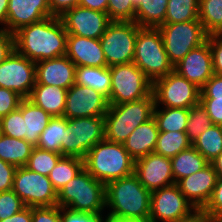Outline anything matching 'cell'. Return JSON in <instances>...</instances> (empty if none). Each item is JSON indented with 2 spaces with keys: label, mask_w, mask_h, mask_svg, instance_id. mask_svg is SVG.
<instances>
[{
  "label": "cell",
  "mask_w": 222,
  "mask_h": 222,
  "mask_svg": "<svg viewBox=\"0 0 222 222\" xmlns=\"http://www.w3.org/2000/svg\"><path fill=\"white\" fill-rule=\"evenodd\" d=\"M66 56L76 67H107L99 39L68 34Z\"/></svg>",
  "instance_id": "cell-22"
},
{
  "label": "cell",
  "mask_w": 222,
  "mask_h": 222,
  "mask_svg": "<svg viewBox=\"0 0 222 222\" xmlns=\"http://www.w3.org/2000/svg\"><path fill=\"white\" fill-rule=\"evenodd\" d=\"M75 84L87 86L109 99L111 74L109 67H76Z\"/></svg>",
  "instance_id": "cell-27"
},
{
  "label": "cell",
  "mask_w": 222,
  "mask_h": 222,
  "mask_svg": "<svg viewBox=\"0 0 222 222\" xmlns=\"http://www.w3.org/2000/svg\"><path fill=\"white\" fill-rule=\"evenodd\" d=\"M2 135V129H1V118H0V136Z\"/></svg>",
  "instance_id": "cell-60"
},
{
  "label": "cell",
  "mask_w": 222,
  "mask_h": 222,
  "mask_svg": "<svg viewBox=\"0 0 222 222\" xmlns=\"http://www.w3.org/2000/svg\"><path fill=\"white\" fill-rule=\"evenodd\" d=\"M207 40L212 52L213 72L222 76V34H210Z\"/></svg>",
  "instance_id": "cell-45"
},
{
  "label": "cell",
  "mask_w": 222,
  "mask_h": 222,
  "mask_svg": "<svg viewBox=\"0 0 222 222\" xmlns=\"http://www.w3.org/2000/svg\"><path fill=\"white\" fill-rule=\"evenodd\" d=\"M192 146L210 163L222 151V126L213 124L199 135Z\"/></svg>",
  "instance_id": "cell-33"
},
{
  "label": "cell",
  "mask_w": 222,
  "mask_h": 222,
  "mask_svg": "<svg viewBox=\"0 0 222 222\" xmlns=\"http://www.w3.org/2000/svg\"><path fill=\"white\" fill-rule=\"evenodd\" d=\"M155 106L189 109L200 103V88L172 71L153 82Z\"/></svg>",
  "instance_id": "cell-11"
},
{
  "label": "cell",
  "mask_w": 222,
  "mask_h": 222,
  "mask_svg": "<svg viewBox=\"0 0 222 222\" xmlns=\"http://www.w3.org/2000/svg\"><path fill=\"white\" fill-rule=\"evenodd\" d=\"M67 89L52 85L35 84L27 98L52 117L63 116L66 106Z\"/></svg>",
  "instance_id": "cell-24"
},
{
  "label": "cell",
  "mask_w": 222,
  "mask_h": 222,
  "mask_svg": "<svg viewBox=\"0 0 222 222\" xmlns=\"http://www.w3.org/2000/svg\"><path fill=\"white\" fill-rule=\"evenodd\" d=\"M12 190L27 207L57 205V191L48 176L23 167H17Z\"/></svg>",
  "instance_id": "cell-12"
},
{
  "label": "cell",
  "mask_w": 222,
  "mask_h": 222,
  "mask_svg": "<svg viewBox=\"0 0 222 222\" xmlns=\"http://www.w3.org/2000/svg\"><path fill=\"white\" fill-rule=\"evenodd\" d=\"M22 116L25 126V140L36 147L39 136L48 125L52 116L42 108L34 105L27 98L22 100Z\"/></svg>",
  "instance_id": "cell-25"
},
{
  "label": "cell",
  "mask_w": 222,
  "mask_h": 222,
  "mask_svg": "<svg viewBox=\"0 0 222 222\" xmlns=\"http://www.w3.org/2000/svg\"><path fill=\"white\" fill-rule=\"evenodd\" d=\"M79 0H49L51 16L61 17L66 11L78 6Z\"/></svg>",
  "instance_id": "cell-51"
},
{
  "label": "cell",
  "mask_w": 222,
  "mask_h": 222,
  "mask_svg": "<svg viewBox=\"0 0 222 222\" xmlns=\"http://www.w3.org/2000/svg\"><path fill=\"white\" fill-rule=\"evenodd\" d=\"M200 103L207 110L211 122L222 126V101H215V98H200Z\"/></svg>",
  "instance_id": "cell-48"
},
{
  "label": "cell",
  "mask_w": 222,
  "mask_h": 222,
  "mask_svg": "<svg viewBox=\"0 0 222 222\" xmlns=\"http://www.w3.org/2000/svg\"><path fill=\"white\" fill-rule=\"evenodd\" d=\"M139 25L135 21H112L101 36L107 67L133 62Z\"/></svg>",
  "instance_id": "cell-9"
},
{
  "label": "cell",
  "mask_w": 222,
  "mask_h": 222,
  "mask_svg": "<svg viewBox=\"0 0 222 222\" xmlns=\"http://www.w3.org/2000/svg\"><path fill=\"white\" fill-rule=\"evenodd\" d=\"M215 171L217 172L218 177H222V151L219 155L210 162Z\"/></svg>",
  "instance_id": "cell-57"
},
{
  "label": "cell",
  "mask_w": 222,
  "mask_h": 222,
  "mask_svg": "<svg viewBox=\"0 0 222 222\" xmlns=\"http://www.w3.org/2000/svg\"><path fill=\"white\" fill-rule=\"evenodd\" d=\"M107 214L117 218L149 219L151 192L135 173L113 180L105 185Z\"/></svg>",
  "instance_id": "cell-2"
},
{
  "label": "cell",
  "mask_w": 222,
  "mask_h": 222,
  "mask_svg": "<svg viewBox=\"0 0 222 222\" xmlns=\"http://www.w3.org/2000/svg\"><path fill=\"white\" fill-rule=\"evenodd\" d=\"M203 211L213 221H216L220 216H222V177L217 178L216 186L213 190L211 199Z\"/></svg>",
  "instance_id": "cell-43"
},
{
  "label": "cell",
  "mask_w": 222,
  "mask_h": 222,
  "mask_svg": "<svg viewBox=\"0 0 222 222\" xmlns=\"http://www.w3.org/2000/svg\"><path fill=\"white\" fill-rule=\"evenodd\" d=\"M196 209L175 183L151 192L150 222H173L190 216Z\"/></svg>",
  "instance_id": "cell-13"
},
{
  "label": "cell",
  "mask_w": 222,
  "mask_h": 222,
  "mask_svg": "<svg viewBox=\"0 0 222 222\" xmlns=\"http://www.w3.org/2000/svg\"><path fill=\"white\" fill-rule=\"evenodd\" d=\"M209 162L193 146L179 152L171 158L174 182L204 169Z\"/></svg>",
  "instance_id": "cell-26"
},
{
  "label": "cell",
  "mask_w": 222,
  "mask_h": 222,
  "mask_svg": "<svg viewBox=\"0 0 222 222\" xmlns=\"http://www.w3.org/2000/svg\"><path fill=\"white\" fill-rule=\"evenodd\" d=\"M17 167L0 159V192L12 190Z\"/></svg>",
  "instance_id": "cell-49"
},
{
  "label": "cell",
  "mask_w": 222,
  "mask_h": 222,
  "mask_svg": "<svg viewBox=\"0 0 222 222\" xmlns=\"http://www.w3.org/2000/svg\"><path fill=\"white\" fill-rule=\"evenodd\" d=\"M68 34L80 37L100 39L112 22L106 12H100L76 6L61 17Z\"/></svg>",
  "instance_id": "cell-16"
},
{
  "label": "cell",
  "mask_w": 222,
  "mask_h": 222,
  "mask_svg": "<svg viewBox=\"0 0 222 222\" xmlns=\"http://www.w3.org/2000/svg\"><path fill=\"white\" fill-rule=\"evenodd\" d=\"M141 0H132L133 4L137 6Z\"/></svg>",
  "instance_id": "cell-58"
},
{
  "label": "cell",
  "mask_w": 222,
  "mask_h": 222,
  "mask_svg": "<svg viewBox=\"0 0 222 222\" xmlns=\"http://www.w3.org/2000/svg\"><path fill=\"white\" fill-rule=\"evenodd\" d=\"M36 84V63L15 49L0 64V87L17 92L24 99Z\"/></svg>",
  "instance_id": "cell-14"
},
{
  "label": "cell",
  "mask_w": 222,
  "mask_h": 222,
  "mask_svg": "<svg viewBox=\"0 0 222 222\" xmlns=\"http://www.w3.org/2000/svg\"><path fill=\"white\" fill-rule=\"evenodd\" d=\"M2 134L17 139H25L24 118L22 116V101L19 108L1 118Z\"/></svg>",
  "instance_id": "cell-39"
},
{
  "label": "cell",
  "mask_w": 222,
  "mask_h": 222,
  "mask_svg": "<svg viewBox=\"0 0 222 222\" xmlns=\"http://www.w3.org/2000/svg\"><path fill=\"white\" fill-rule=\"evenodd\" d=\"M68 119L64 116L52 117L39 136L37 147L61 154V142H65Z\"/></svg>",
  "instance_id": "cell-30"
},
{
  "label": "cell",
  "mask_w": 222,
  "mask_h": 222,
  "mask_svg": "<svg viewBox=\"0 0 222 222\" xmlns=\"http://www.w3.org/2000/svg\"><path fill=\"white\" fill-rule=\"evenodd\" d=\"M105 222H150V220L142 218H117L107 215Z\"/></svg>",
  "instance_id": "cell-56"
},
{
  "label": "cell",
  "mask_w": 222,
  "mask_h": 222,
  "mask_svg": "<svg viewBox=\"0 0 222 222\" xmlns=\"http://www.w3.org/2000/svg\"><path fill=\"white\" fill-rule=\"evenodd\" d=\"M67 35L60 17H48L14 33L15 50L37 63L66 55Z\"/></svg>",
  "instance_id": "cell-1"
},
{
  "label": "cell",
  "mask_w": 222,
  "mask_h": 222,
  "mask_svg": "<svg viewBox=\"0 0 222 222\" xmlns=\"http://www.w3.org/2000/svg\"><path fill=\"white\" fill-rule=\"evenodd\" d=\"M9 0H0V24L5 25L0 31H7V8Z\"/></svg>",
  "instance_id": "cell-55"
},
{
  "label": "cell",
  "mask_w": 222,
  "mask_h": 222,
  "mask_svg": "<svg viewBox=\"0 0 222 222\" xmlns=\"http://www.w3.org/2000/svg\"><path fill=\"white\" fill-rule=\"evenodd\" d=\"M23 99L17 92L0 87V118L17 110Z\"/></svg>",
  "instance_id": "cell-42"
},
{
  "label": "cell",
  "mask_w": 222,
  "mask_h": 222,
  "mask_svg": "<svg viewBox=\"0 0 222 222\" xmlns=\"http://www.w3.org/2000/svg\"><path fill=\"white\" fill-rule=\"evenodd\" d=\"M57 205L78 212L102 213L106 209L105 184L83 168L57 192Z\"/></svg>",
  "instance_id": "cell-5"
},
{
  "label": "cell",
  "mask_w": 222,
  "mask_h": 222,
  "mask_svg": "<svg viewBox=\"0 0 222 222\" xmlns=\"http://www.w3.org/2000/svg\"><path fill=\"white\" fill-rule=\"evenodd\" d=\"M111 91L109 104L136 101L152 93L153 82L132 62L109 67Z\"/></svg>",
  "instance_id": "cell-8"
},
{
  "label": "cell",
  "mask_w": 222,
  "mask_h": 222,
  "mask_svg": "<svg viewBox=\"0 0 222 222\" xmlns=\"http://www.w3.org/2000/svg\"><path fill=\"white\" fill-rule=\"evenodd\" d=\"M134 173L150 192L175 184L171 158L155 152L135 160Z\"/></svg>",
  "instance_id": "cell-17"
},
{
  "label": "cell",
  "mask_w": 222,
  "mask_h": 222,
  "mask_svg": "<svg viewBox=\"0 0 222 222\" xmlns=\"http://www.w3.org/2000/svg\"><path fill=\"white\" fill-rule=\"evenodd\" d=\"M62 156V154L40 149L36 146L33 147L25 167L41 175L49 176Z\"/></svg>",
  "instance_id": "cell-37"
},
{
  "label": "cell",
  "mask_w": 222,
  "mask_h": 222,
  "mask_svg": "<svg viewBox=\"0 0 222 222\" xmlns=\"http://www.w3.org/2000/svg\"><path fill=\"white\" fill-rule=\"evenodd\" d=\"M192 146L186 132H159L154 152L167 158H173L179 152Z\"/></svg>",
  "instance_id": "cell-35"
},
{
  "label": "cell",
  "mask_w": 222,
  "mask_h": 222,
  "mask_svg": "<svg viewBox=\"0 0 222 222\" xmlns=\"http://www.w3.org/2000/svg\"><path fill=\"white\" fill-rule=\"evenodd\" d=\"M135 7L132 0H108L107 14L111 21H134Z\"/></svg>",
  "instance_id": "cell-40"
},
{
  "label": "cell",
  "mask_w": 222,
  "mask_h": 222,
  "mask_svg": "<svg viewBox=\"0 0 222 222\" xmlns=\"http://www.w3.org/2000/svg\"><path fill=\"white\" fill-rule=\"evenodd\" d=\"M0 222H32V207H25L12 217L0 220Z\"/></svg>",
  "instance_id": "cell-53"
},
{
  "label": "cell",
  "mask_w": 222,
  "mask_h": 222,
  "mask_svg": "<svg viewBox=\"0 0 222 222\" xmlns=\"http://www.w3.org/2000/svg\"><path fill=\"white\" fill-rule=\"evenodd\" d=\"M84 168V159L62 156L49 174L53 188L59 192L70 180Z\"/></svg>",
  "instance_id": "cell-32"
},
{
  "label": "cell",
  "mask_w": 222,
  "mask_h": 222,
  "mask_svg": "<svg viewBox=\"0 0 222 222\" xmlns=\"http://www.w3.org/2000/svg\"><path fill=\"white\" fill-rule=\"evenodd\" d=\"M104 129V116L68 119L65 142H61V154L84 159L95 144L105 139Z\"/></svg>",
  "instance_id": "cell-10"
},
{
  "label": "cell",
  "mask_w": 222,
  "mask_h": 222,
  "mask_svg": "<svg viewBox=\"0 0 222 222\" xmlns=\"http://www.w3.org/2000/svg\"><path fill=\"white\" fill-rule=\"evenodd\" d=\"M159 129L154 117L139 125L123 142L124 148L130 156L137 160L154 152Z\"/></svg>",
  "instance_id": "cell-23"
},
{
  "label": "cell",
  "mask_w": 222,
  "mask_h": 222,
  "mask_svg": "<svg viewBox=\"0 0 222 222\" xmlns=\"http://www.w3.org/2000/svg\"><path fill=\"white\" fill-rule=\"evenodd\" d=\"M189 109L163 107L160 110L155 106L153 117L156 120L159 132H185L188 123Z\"/></svg>",
  "instance_id": "cell-31"
},
{
  "label": "cell",
  "mask_w": 222,
  "mask_h": 222,
  "mask_svg": "<svg viewBox=\"0 0 222 222\" xmlns=\"http://www.w3.org/2000/svg\"><path fill=\"white\" fill-rule=\"evenodd\" d=\"M198 19L208 35L222 34V0H200Z\"/></svg>",
  "instance_id": "cell-34"
},
{
  "label": "cell",
  "mask_w": 222,
  "mask_h": 222,
  "mask_svg": "<svg viewBox=\"0 0 222 222\" xmlns=\"http://www.w3.org/2000/svg\"><path fill=\"white\" fill-rule=\"evenodd\" d=\"M213 125L207 110L199 103L189 108L188 123L186 125V134L188 140L193 143L199 135Z\"/></svg>",
  "instance_id": "cell-38"
},
{
  "label": "cell",
  "mask_w": 222,
  "mask_h": 222,
  "mask_svg": "<svg viewBox=\"0 0 222 222\" xmlns=\"http://www.w3.org/2000/svg\"><path fill=\"white\" fill-rule=\"evenodd\" d=\"M133 63L152 81L174 70L158 28L139 27Z\"/></svg>",
  "instance_id": "cell-6"
},
{
  "label": "cell",
  "mask_w": 222,
  "mask_h": 222,
  "mask_svg": "<svg viewBox=\"0 0 222 222\" xmlns=\"http://www.w3.org/2000/svg\"><path fill=\"white\" fill-rule=\"evenodd\" d=\"M154 108L153 92L149 96L136 101L109 104L104 116L105 139L123 144L134 129L153 117Z\"/></svg>",
  "instance_id": "cell-4"
},
{
  "label": "cell",
  "mask_w": 222,
  "mask_h": 222,
  "mask_svg": "<svg viewBox=\"0 0 222 222\" xmlns=\"http://www.w3.org/2000/svg\"><path fill=\"white\" fill-rule=\"evenodd\" d=\"M102 213L91 214L61 208V222H105Z\"/></svg>",
  "instance_id": "cell-46"
},
{
  "label": "cell",
  "mask_w": 222,
  "mask_h": 222,
  "mask_svg": "<svg viewBox=\"0 0 222 222\" xmlns=\"http://www.w3.org/2000/svg\"><path fill=\"white\" fill-rule=\"evenodd\" d=\"M158 29L173 67L192 49L203 44L208 37L199 19L180 23H164Z\"/></svg>",
  "instance_id": "cell-7"
},
{
  "label": "cell",
  "mask_w": 222,
  "mask_h": 222,
  "mask_svg": "<svg viewBox=\"0 0 222 222\" xmlns=\"http://www.w3.org/2000/svg\"><path fill=\"white\" fill-rule=\"evenodd\" d=\"M215 222H222V216H220Z\"/></svg>",
  "instance_id": "cell-59"
},
{
  "label": "cell",
  "mask_w": 222,
  "mask_h": 222,
  "mask_svg": "<svg viewBox=\"0 0 222 222\" xmlns=\"http://www.w3.org/2000/svg\"><path fill=\"white\" fill-rule=\"evenodd\" d=\"M14 33L0 31V64L13 52Z\"/></svg>",
  "instance_id": "cell-50"
},
{
  "label": "cell",
  "mask_w": 222,
  "mask_h": 222,
  "mask_svg": "<svg viewBox=\"0 0 222 222\" xmlns=\"http://www.w3.org/2000/svg\"><path fill=\"white\" fill-rule=\"evenodd\" d=\"M51 17L49 0H9L7 31L15 33L21 27Z\"/></svg>",
  "instance_id": "cell-20"
},
{
  "label": "cell",
  "mask_w": 222,
  "mask_h": 222,
  "mask_svg": "<svg viewBox=\"0 0 222 222\" xmlns=\"http://www.w3.org/2000/svg\"><path fill=\"white\" fill-rule=\"evenodd\" d=\"M108 0H79L78 5L95 11L107 13Z\"/></svg>",
  "instance_id": "cell-52"
},
{
  "label": "cell",
  "mask_w": 222,
  "mask_h": 222,
  "mask_svg": "<svg viewBox=\"0 0 222 222\" xmlns=\"http://www.w3.org/2000/svg\"><path fill=\"white\" fill-rule=\"evenodd\" d=\"M200 98H215V101H222V76L214 74L200 89Z\"/></svg>",
  "instance_id": "cell-47"
},
{
  "label": "cell",
  "mask_w": 222,
  "mask_h": 222,
  "mask_svg": "<svg viewBox=\"0 0 222 222\" xmlns=\"http://www.w3.org/2000/svg\"><path fill=\"white\" fill-rule=\"evenodd\" d=\"M217 178V172L209 163L201 171L182 178L176 184L196 210H203L211 199Z\"/></svg>",
  "instance_id": "cell-19"
},
{
  "label": "cell",
  "mask_w": 222,
  "mask_h": 222,
  "mask_svg": "<svg viewBox=\"0 0 222 222\" xmlns=\"http://www.w3.org/2000/svg\"><path fill=\"white\" fill-rule=\"evenodd\" d=\"M109 107L108 99L87 86L73 84L67 90L63 116L67 119L105 116Z\"/></svg>",
  "instance_id": "cell-15"
},
{
  "label": "cell",
  "mask_w": 222,
  "mask_h": 222,
  "mask_svg": "<svg viewBox=\"0 0 222 222\" xmlns=\"http://www.w3.org/2000/svg\"><path fill=\"white\" fill-rule=\"evenodd\" d=\"M84 168L105 185L134 173L135 160L122 143L106 139L95 144L84 158Z\"/></svg>",
  "instance_id": "cell-3"
},
{
  "label": "cell",
  "mask_w": 222,
  "mask_h": 222,
  "mask_svg": "<svg viewBox=\"0 0 222 222\" xmlns=\"http://www.w3.org/2000/svg\"><path fill=\"white\" fill-rule=\"evenodd\" d=\"M25 207L22 199L13 190L0 192V220L12 217Z\"/></svg>",
  "instance_id": "cell-41"
},
{
  "label": "cell",
  "mask_w": 222,
  "mask_h": 222,
  "mask_svg": "<svg viewBox=\"0 0 222 222\" xmlns=\"http://www.w3.org/2000/svg\"><path fill=\"white\" fill-rule=\"evenodd\" d=\"M33 147L25 139L2 134L0 136V159L15 167H23L27 164Z\"/></svg>",
  "instance_id": "cell-28"
},
{
  "label": "cell",
  "mask_w": 222,
  "mask_h": 222,
  "mask_svg": "<svg viewBox=\"0 0 222 222\" xmlns=\"http://www.w3.org/2000/svg\"><path fill=\"white\" fill-rule=\"evenodd\" d=\"M174 71L201 89L214 75L212 52L208 40L187 53L174 66Z\"/></svg>",
  "instance_id": "cell-18"
},
{
  "label": "cell",
  "mask_w": 222,
  "mask_h": 222,
  "mask_svg": "<svg viewBox=\"0 0 222 222\" xmlns=\"http://www.w3.org/2000/svg\"><path fill=\"white\" fill-rule=\"evenodd\" d=\"M173 222H215L203 210H196L190 216Z\"/></svg>",
  "instance_id": "cell-54"
},
{
  "label": "cell",
  "mask_w": 222,
  "mask_h": 222,
  "mask_svg": "<svg viewBox=\"0 0 222 222\" xmlns=\"http://www.w3.org/2000/svg\"><path fill=\"white\" fill-rule=\"evenodd\" d=\"M76 65L66 56L36 63V84L69 89L75 84Z\"/></svg>",
  "instance_id": "cell-21"
},
{
  "label": "cell",
  "mask_w": 222,
  "mask_h": 222,
  "mask_svg": "<svg viewBox=\"0 0 222 222\" xmlns=\"http://www.w3.org/2000/svg\"><path fill=\"white\" fill-rule=\"evenodd\" d=\"M200 0H168L164 23L198 20Z\"/></svg>",
  "instance_id": "cell-36"
},
{
  "label": "cell",
  "mask_w": 222,
  "mask_h": 222,
  "mask_svg": "<svg viewBox=\"0 0 222 222\" xmlns=\"http://www.w3.org/2000/svg\"><path fill=\"white\" fill-rule=\"evenodd\" d=\"M168 0H141L135 7L134 21L140 27L158 28L164 24Z\"/></svg>",
  "instance_id": "cell-29"
},
{
  "label": "cell",
  "mask_w": 222,
  "mask_h": 222,
  "mask_svg": "<svg viewBox=\"0 0 222 222\" xmlns=\"http://www.w3.org/2000/svg\"><path fill=\"white\" fill-rule=\"evenodd\" d=\"M32 222H61V207H32Z\"/></svg>",
  "instance_id": "cell-44"
}]
</instances>
